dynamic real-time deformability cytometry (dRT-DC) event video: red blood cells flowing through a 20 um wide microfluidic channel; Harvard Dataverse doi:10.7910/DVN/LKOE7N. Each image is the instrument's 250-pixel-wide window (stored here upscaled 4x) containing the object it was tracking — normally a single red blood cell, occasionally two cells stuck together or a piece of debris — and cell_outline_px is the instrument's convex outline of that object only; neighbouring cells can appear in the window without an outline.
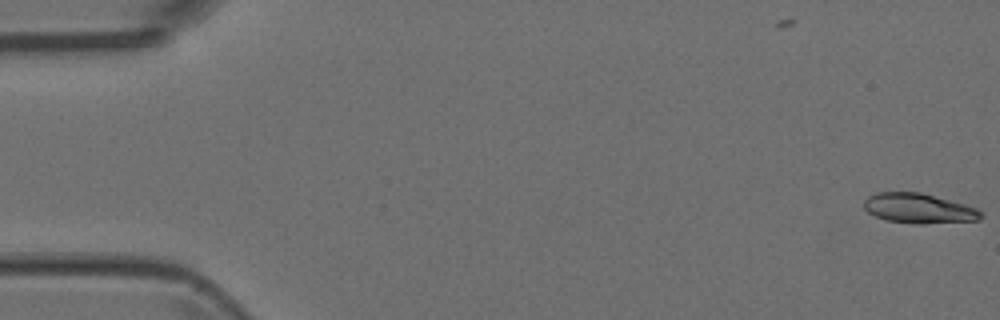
{"species": "Egyptian fruit bat (a non-hibernating species)", "species_latin": "Rousettus aegyptiacus", "temperature_condition": "room temperature", "stored_images_in_passage": 6, "segment_of_instrument_passage": [1, 2], "camera_frame_rate_fps": 3000, "um_per_image_px": 0.085, "animal": {"sex": "female"}, "frame": {"image": 1, "passage_image": 1, "time_ms": 0.0, "image_size_px": [1000, 320], "cell_outline_px": [[984, 216], [980, 220], [924, 224], [912, 224], [888, 220], [876, 216], [868, 212], [864, 208], [864, 200], [868, 196], [876, 192], [920, 192], [964, 204], [976, 208], [984, 212]], "centroid_in_image_um": [78.12, 17.72], "position_along_channel_um": 6.9, "area_um2": 20.46}}
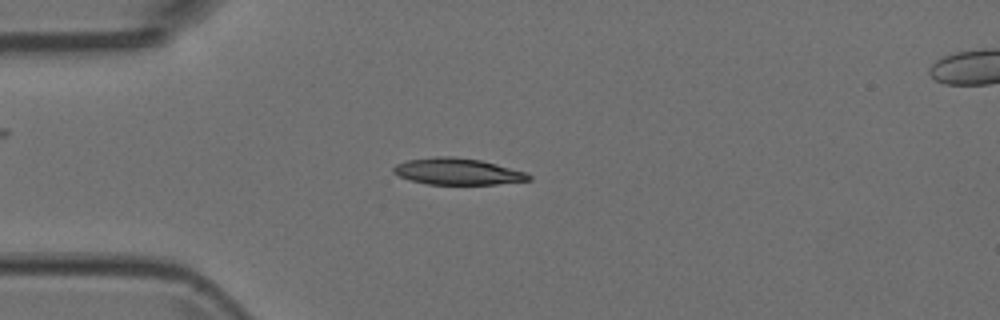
{"frame": {"image": 2, "passage_image": 5, "time_ms": 1.333, "image_size_px": [1000, 320], "cell_outline_px": [[532, 180], [496, 184], [428, 184], [412, 180], [400, 176], [392, 172], [392, 168], [396, 164], [408, 160], [436, 156], [452, 156], [480, 160], [528, 172], [532, 176]], "centroid_in_image_um": [38.93, 14.57], "position_along_channel_um": 46.1, "area_um2": 20.87}}